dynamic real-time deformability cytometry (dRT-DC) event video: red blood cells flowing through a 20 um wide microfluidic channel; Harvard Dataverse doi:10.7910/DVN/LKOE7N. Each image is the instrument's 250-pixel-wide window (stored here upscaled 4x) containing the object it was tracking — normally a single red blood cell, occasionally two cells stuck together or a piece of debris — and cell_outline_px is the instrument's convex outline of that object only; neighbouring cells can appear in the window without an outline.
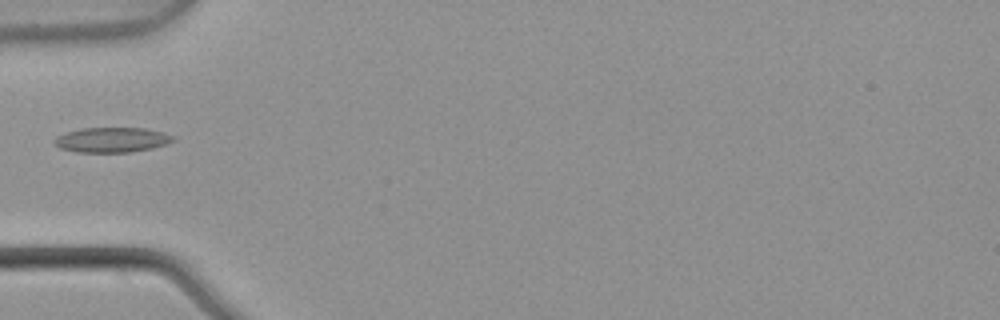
{"species": "common noctule bat (a hibernating species)", "species_latin": "Nyctalus noctula", "temperature_condition": "warm", "stored_images_in_passage": 5, "camera_frame_rate_fps": 3000, "um_per_image_px": 0.085, "animal": {"sex": "male", "body_mass_g": 21.5, "forearm_length_mm": 52.0}, "frame": {"image": 1, "passage_image": 5, "time_ms": 1.333, "image_size_px": [1000, 320], "cell_outline_px": [[176, 140], [152, 148], [128, 152], [76, 152], [60, 148], [52, 140], [56, 136], [80, 128], [144, 128], [176, 136]], "centroid_in_image_um": [9.49, 11.88], "position_along_channel_um": 75.5, "area_um2": 17.17}}